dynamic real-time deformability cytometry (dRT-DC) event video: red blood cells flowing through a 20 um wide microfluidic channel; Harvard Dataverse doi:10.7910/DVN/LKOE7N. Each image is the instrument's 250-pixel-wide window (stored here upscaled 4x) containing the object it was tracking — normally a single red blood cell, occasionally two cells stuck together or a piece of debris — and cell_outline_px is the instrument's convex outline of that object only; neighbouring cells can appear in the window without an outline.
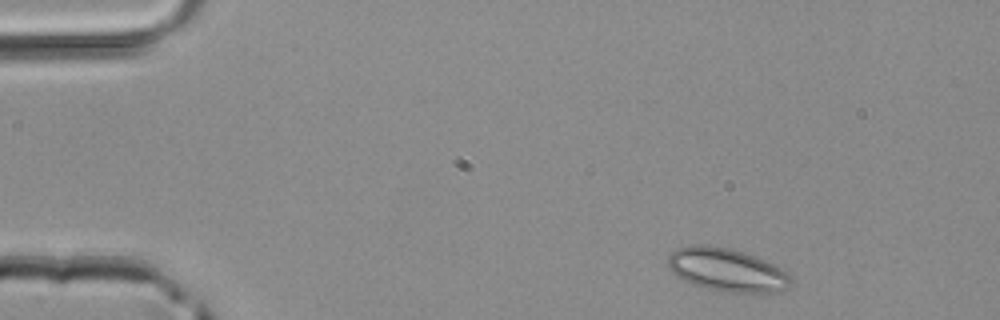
{"species": "common noctule bat (a hibernating species)", "species_latin": "Nyctalus noctula", "temperature_condition": "room temperature", "stored_images_in_passage": 3, "camera_frame_rate_fps": 3000, "um_per_image_px": 0.085, "animal": {"sex": "male", "body_mass_g": 20.4}, "frame": {"image": 1, "passage_image": 1, "time_ms": 0.0, "image_size_px": [1000, 320], "cell_outline_px": [[792, 284], [784, 292], [720, 292], [704, 288], [692, 284], [676, 276], [668, 268], [668, 256], [676, 248], [696, 244], [708, 244], [732, 248], [744, 252], [764, 260], [780, 268], [792, 280]], "centroid_in_image_um": [61.75, 22.94], "position_along_channel_um": 23.2, "area_um2": 31.21}}